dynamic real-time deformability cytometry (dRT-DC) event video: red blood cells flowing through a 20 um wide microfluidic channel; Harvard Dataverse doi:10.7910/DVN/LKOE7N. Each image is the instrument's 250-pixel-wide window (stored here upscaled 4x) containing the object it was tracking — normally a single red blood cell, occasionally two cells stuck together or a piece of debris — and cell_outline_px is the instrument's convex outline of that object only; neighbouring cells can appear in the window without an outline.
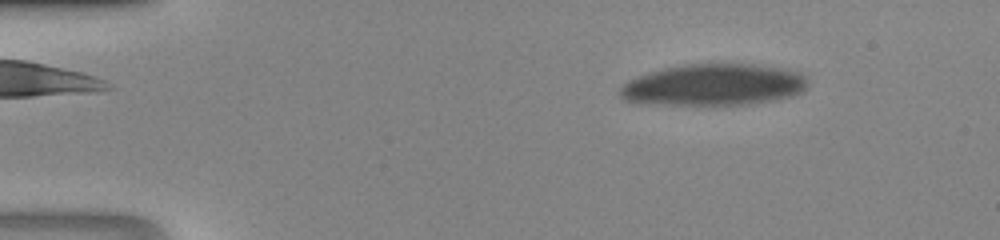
{"species": "human", "species_latin": "Homo sapiens", "temperature_condition": "room temperature", "stored_images_in_passage": 56, "camera_frame_rate_fps": 3000, "um_per_image_px": 0.085, "donor": {"sex": "male"}, "frame": {"image": 1, "passage_image": 6, "time_ms": 1.667, "image_size_px": [1000, 240], "cell_outline_px": [[808, 88], [792, 96], [776, 100], [748, 104], [636, 104], [624, 100], [620, 96], [620, 84], [636, 76], [664, 68], [684, 64], [752, 64], [780, 68], [800, 72], [808, 76]], "centroid_in_image_um": [60.65, 7.21], "position_along_channel_um": 24.4, "area_um2": 45.89}}
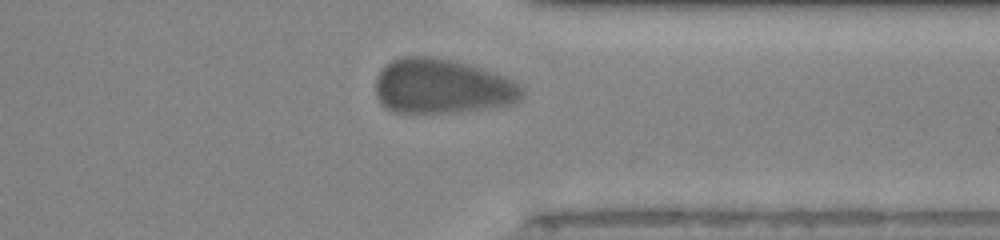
{"frame": {"image": 2, "passage_image": 44, "time_ms": 14.333, "image_size_px": [1000, 240], "cell_outline_px": [[524, 96], [520, 100], [512, 104], [460, 112], [392, 112], [380, 104], [376, 96], [376, 76], [384, 64], [392, 60], [404, 56], [432, 56], [452, 60], [468, 64], [504, 76], [512, 80], [524, 88]], "centroid_in_image_um": [37.55, 7.34], "position_along_channel_um": 373.8, "area_um2": 47.05}}
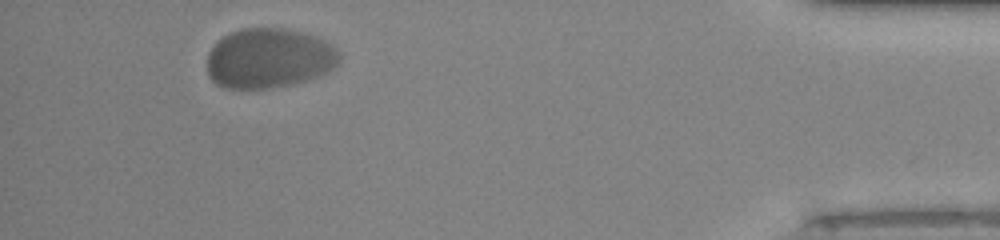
{"frame": {"image": 3, "passage_image": 52, "time_ms": 17.0, "image_size_px": [1000, 240], "cell_outline_px": [[340, 64], [328, 72], [320, 76], [292, 84], [268, 88], [224, 88], [216, 84], [208, 76], [208, 52], [224, 36], [240, 28], [284, 28], [300, 32], [324, 40], [332, 44], [336, 48], [340, 56]], "centroid_in_image_um": [22.89, 4.96], "position_along_channel_um": 412.3, "area_um2": 46.18}}